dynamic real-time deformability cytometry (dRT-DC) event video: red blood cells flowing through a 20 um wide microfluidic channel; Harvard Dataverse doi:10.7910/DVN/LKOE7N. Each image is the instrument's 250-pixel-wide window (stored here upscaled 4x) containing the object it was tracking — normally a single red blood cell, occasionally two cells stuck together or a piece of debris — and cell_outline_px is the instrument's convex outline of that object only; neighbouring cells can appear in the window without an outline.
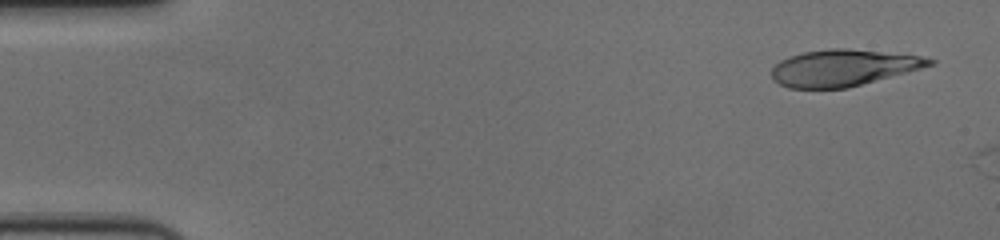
{"species": "human", "species_latin": "Homo sapiens", "temperature_condition": "cold", "stored_images_in_passage": 8, "segment_of_instrument_passage": [1, 2], "camera_frame_rate_fps": 3000, "um_per_image_px": 0.085, "donor": {"sex": "female"}, "frame": {"image": 1, "passage_image": 3, "time_ms": 0.667, "image_size_px": [1000, 240], "cell_outline_px": [[936, 64], [848, 88], [788, 88], [772, 80], [772, 68], [780, 60], [804, 52], [832, 48], [844, 48], [920, 56], [936, 60]], "centroid_in_image_um": [71.66, 5.77], "position_along_channel_um": 13.3, "area_um2": 33.23}}